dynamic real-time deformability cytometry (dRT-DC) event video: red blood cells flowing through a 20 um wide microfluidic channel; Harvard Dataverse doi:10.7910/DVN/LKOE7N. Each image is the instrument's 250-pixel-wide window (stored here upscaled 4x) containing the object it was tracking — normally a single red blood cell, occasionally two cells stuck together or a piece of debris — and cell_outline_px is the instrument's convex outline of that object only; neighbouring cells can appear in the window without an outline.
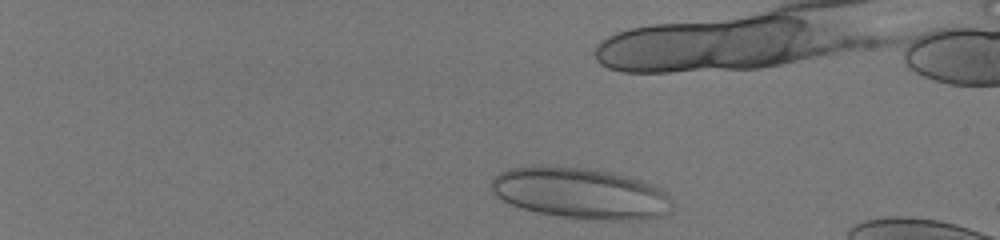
{"species": "human", "species_latin": "Homo sapiens", "temperature_condition": "room temperature", "stored_images_in_passage": 47, "camera_frame_rate_fps": 3000, "um_per_image_px": 0.085, "donor": {"sex": "male"}, "frame": {"image": 1, "passage_image": 3, "time_ms": 0.667, "image_size_px": [1000, 240], "cell_outline_px": [[668, 212], [660, 216], [640, 220], [604, 220], [560, 216], [540, 212], [524, 208], [512, 204], [496, 196], [492, 192], [488, 184], [500, 172], [508, 168], [540, 164], [588, 168], [612, 172], [628, 176], [652, 184], [668, 192]], "centroid_in_image_um": [49.29, 16.39], "position_along_channel_um": 35.7, "area_um2": 53.87}}
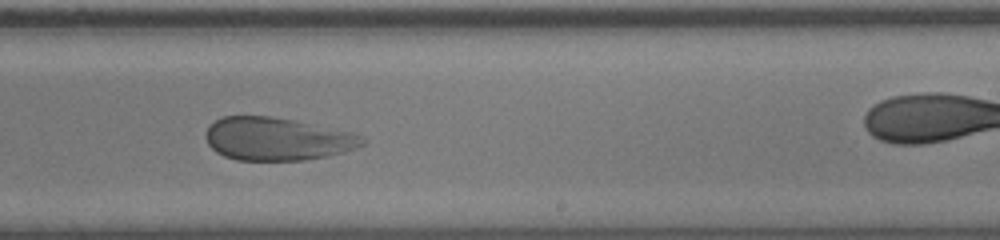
{"frame": {"image": 2, "passage_image": 30, "time_ms": 9.667, "image_size_px": [1000, 240], "cell_outline_px": [[368, 140], [364, 144], [340, 152], [324, 156], [304, 160], [236, 160], [224, 156], [216, 152], [208, 144], [208, 128], [216, 120], [224, 116], [268, 116], [292, 120], [352, 132]], "centroid_in_image_um": [23.54, 11.81], "position_along_channel_um": 265.5, "area_um2": 38.49}}
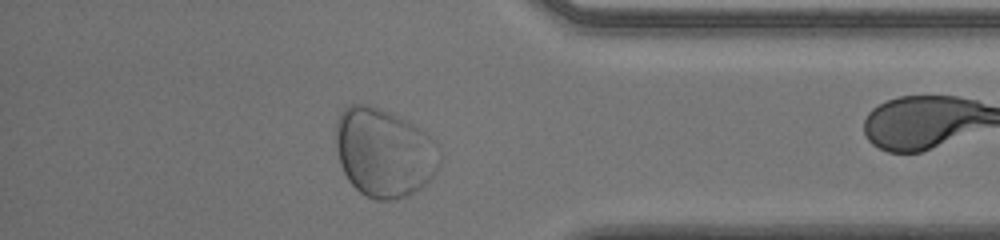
{"frame": {"image": 3, "passage_image": 41, "time_ms": 13.333, "image_size_px": [1000, 240], "cell_outline_px": [[440, 164], [432, 176], [420, 188], [408, 196], [396, 200], [376, 200], [360, 192], [348, 180], [340, 164], [336, 148], [336, 120], [340, 112], [348, 104], [368, 104], [380, 108], [400, 116], [436, 140], [440, 144]], "centroid_in_image_um": [32.65, 12.95], "position_along_channel_um": 402.6, "area_um2": 54.16}}